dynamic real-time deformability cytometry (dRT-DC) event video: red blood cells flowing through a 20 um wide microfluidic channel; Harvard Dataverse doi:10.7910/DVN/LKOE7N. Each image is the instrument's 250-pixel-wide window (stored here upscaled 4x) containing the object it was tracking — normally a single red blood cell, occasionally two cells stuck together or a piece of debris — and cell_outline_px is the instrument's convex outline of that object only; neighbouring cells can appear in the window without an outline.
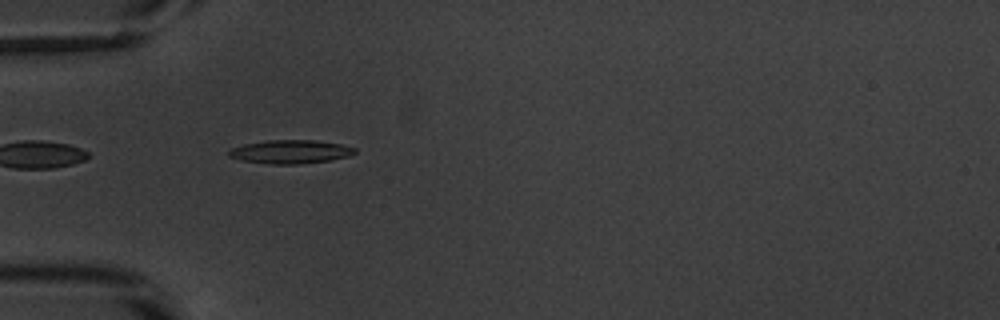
{"species": "common noctule bat (a hibernating species)", "species_latin": "Nyctalus noctula", "temperature_condition": "warm", "stored_images_in_passage": 36, "camera_frame_rate_fps": 3000, "um_per_image_px": 0.085, "animal": {"sex": "male", "body_mass_g": 20.1, "forearm_length_mm": 53.5}, "frame": {"image": 1, "passage_image": 1, "time_ms": 0.0, "image_size_px": [1000, 320], "cell_outline_px": [[356, 152], [348, 156], [328, 160], [300, 164], [272, 164], [240, 160], [228, 156], [228, 148], [244, 144], [268, 140], [316, 140], [340, 144], [356, 148]], "centroid_in_image_um": [24.64, 12.89], "position_along_channel_um": 60.4, "area_um2": 17.28}}
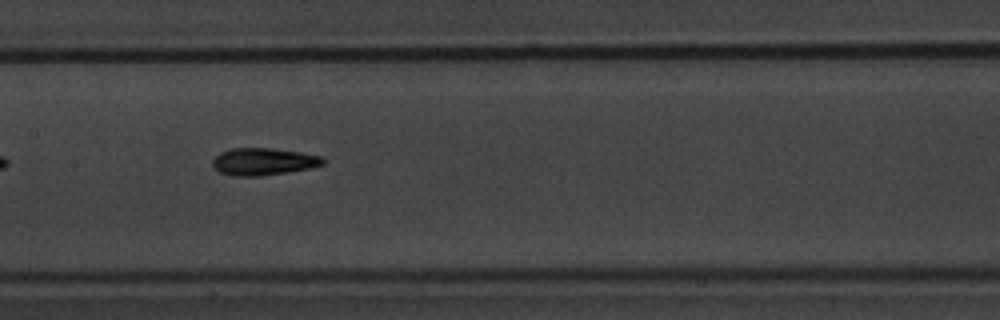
{"frame": {"image": 2, "passage_image": 11, "time_ms": 3.333, "image_size_px": [1000, 320], "cell_outline_px": [[324, 164], [308, 168], [288, 172], [260, 176], [236, 176], [220, 172], [212, 168], [212, 160], [220, 152], [232, 148], [272, 148], [300, 152], [320, 156], [324, 160]], "centroid_in_image_um": [22.34, 13.73], "position_along_channel_um": 185.1, "area_um2": 17.46}}
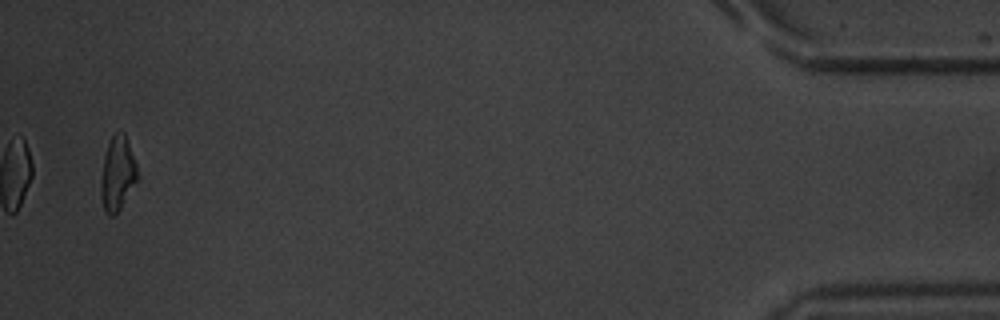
{"frame": {"image": 3, "passage_image": 36, "time_ms": 11.667, "image_size_px": [1000, 320], "cell_outline_px": [[140, 176], [120, 208], [112, 216], [108, 216], [104, 212], [100, 196], [100, 180], [104, 156], [108, 144], [112, 136], [120, 128], [124, 132], [136, 164]], "centroid_in_image_um": [9.98, 14.76], "position_along_channel_um": 425.2, "area_um2": 15.95}, "authors_computed_cell_mechanics": {"area_um2": 16.5886, "velocity_mm_per_s": 3.846, "shape_relaxation_time_tau1_ms": 3.668, "shape_relaxation_time_tau2_ms": 3.5574, "deformation_change_tau1": 0.1859, "deformation_change_tau2": 0.1125}}